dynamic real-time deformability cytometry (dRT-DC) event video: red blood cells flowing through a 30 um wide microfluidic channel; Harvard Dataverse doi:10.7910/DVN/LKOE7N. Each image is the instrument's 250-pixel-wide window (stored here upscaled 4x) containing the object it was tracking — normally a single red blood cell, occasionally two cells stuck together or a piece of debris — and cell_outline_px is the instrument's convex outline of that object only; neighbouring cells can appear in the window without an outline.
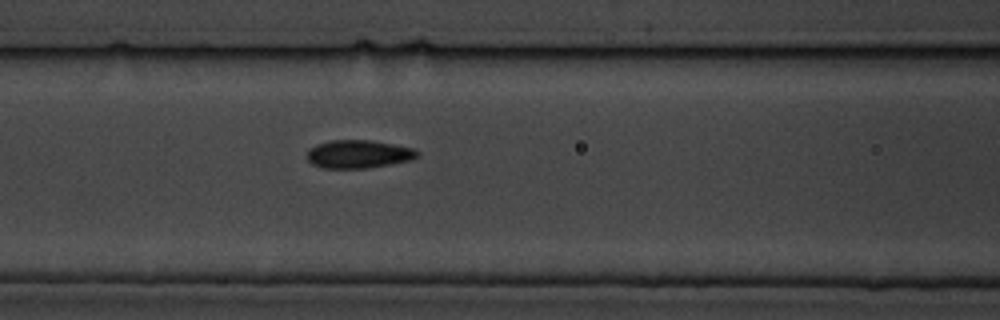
{"species": "common noctule bat (a hibernating species)", "species_latin": "Nyctalus noctula", "temperature_condition": "cold", "stored_images_in_passage": 7, "camera_frame_rate_fps": 3000, "um_per_image_px": 0.085, "animal": {"sex": "male", "body_mass_g": 19.5, "forearm_length_mm": 54.6}, "frame": {"image": 1, "passage_image": 7, "time_ms": 7.0, "image_size_px": [1000, 320], "cell_outline_px": [[420, 152], [412, 160], [368, 168], [324, 168], [312, 164], [308, 160], [308, 148], [316, 144], [332, 140], [372, 140], [412, 148]], "centroid_in_image_um": [30.45, 13.1], "position_along_channel_um": 136.1, "area_um2": 18.03}}